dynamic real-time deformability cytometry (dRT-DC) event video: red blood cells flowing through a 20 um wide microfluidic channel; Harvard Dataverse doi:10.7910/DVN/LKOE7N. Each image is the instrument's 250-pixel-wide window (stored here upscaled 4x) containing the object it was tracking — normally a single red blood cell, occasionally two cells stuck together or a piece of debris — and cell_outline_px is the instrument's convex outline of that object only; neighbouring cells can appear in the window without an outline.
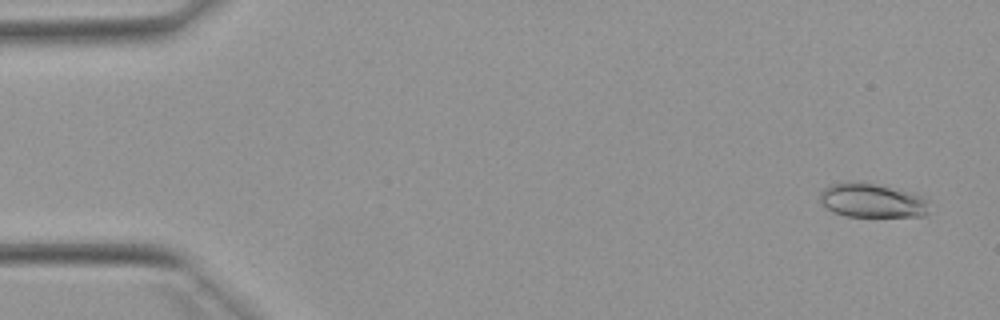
{"species": "Egyptian fruit bat (a non-hibernating species)", "species_latin": "Rousettus aegyptiacus", "temperature_condition": "warm", "stored_images_in_passage": 53, "camera_frame_rate_fps": 3000, "um_per_image_px": 0.085, "animal": {"sex": "female"}, "frame": {"image": 1, "passage_image": 3, "time_ms": 0.667, "image_size_px": [1000, 320], "cell_outline_px": [[928, 212], [924, 216], [844, 216], [832, 212], [824, 208], [820, 200], [820, 192], [828, 184], [844, 180], [860, 180], [912, 192], [928, 200]], "centroid_in_image_um": [74.05, 17.01], "position_along_channel_um": 10.9, "area_um2": 22.37}}
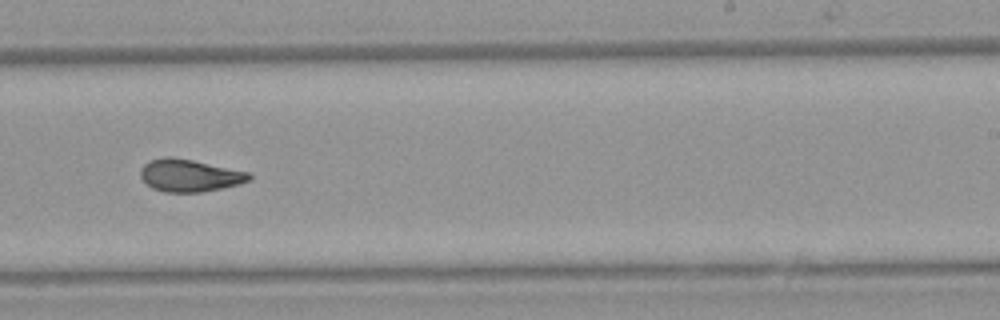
{"frame": {"image": 2, "passage_image": 33, "time_ms": 10.667, "image_size_px": [1000, 320], "cell_outline_px": [[252, 180], [240, 184], [200, 192], [164, 192], [152, 188], [140, 176], [140, 168], [148, 160], [164, 156], [172, 156], [192, 160], [248, 172], [252, 176]], "centroid_in_image_um": [16.09, 14.9], "position_along_channel_um": 272.9, "area_um2": 20.52}}
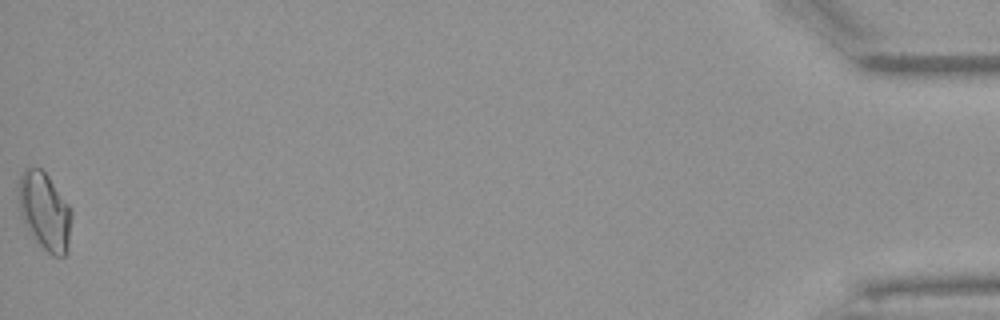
{"frame": {"image": 3, "passage_image": 53, "time_ms": 17.333, "image_size_px": [1000, 320], "cell_outline_px": [[72, 216], [68, 248], [64, 256], [52, 256], [28, 232], [24, 224], [20, 212], [20, 176], [24, 168], [40, 168], [48, 176], [68, 204], [72, 212]], "centroid_in_image_um": [3.82, 17.98], "position_along_channel_um": 431.4, "area_um2": 23.58}, "authors_computed_cell_mechanics": {"area_um2": 20.8658, "velocity_mm_per_s": 3.8941, "shape_relaxation_time_tau1_ms": 11.2577, "shape_relaxation_time_tau2_ms": 2.3353, "deformation_change_tau1": 0.247, "deformation_change_tau2": 0.0861}}